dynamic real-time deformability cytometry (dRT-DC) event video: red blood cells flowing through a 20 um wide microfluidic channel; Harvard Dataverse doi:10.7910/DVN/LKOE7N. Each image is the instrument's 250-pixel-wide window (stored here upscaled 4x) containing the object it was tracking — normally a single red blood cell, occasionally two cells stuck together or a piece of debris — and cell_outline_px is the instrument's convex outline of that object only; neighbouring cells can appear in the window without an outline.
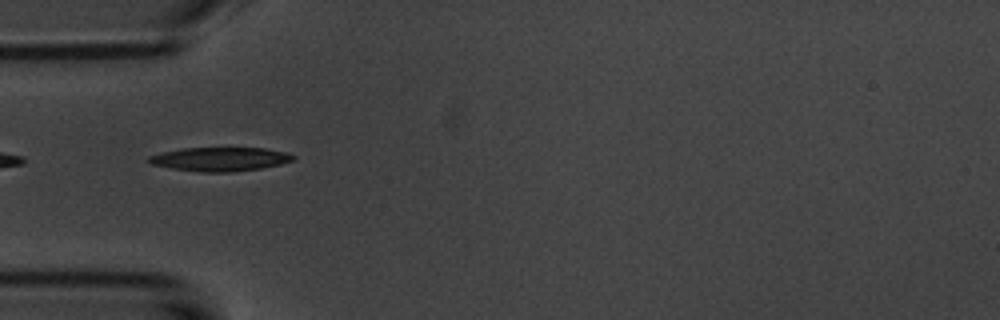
{"species": "common noctule bat (a hibernating species)", "species_latin": "Nyctalus noctula", "temperature_condition": "room temperature", "stored_images_in_passage": 13, "camera_frame_rate_fps": 3000, "um_per_image_px": 0.085, "animal": {"sex": "male", "body_mass_g": 20.1, "forearm_length_mm": 53.5}, "frame": {"image": 1, "passage_image": 3, "time_ms": 3.0, "image_size_px": [1000, 320], "cell_outline_px": [[296, 156], [292, 160], [280, 164], [260, 168], [228, 172], [200, 172], [172, 168], [152, 164], [144, 160], [148, 156], [160, 152], [184, 148], [264, 148], [288, 152]], "centroid_in_image_um": [18.66, 13.52], "position_along_channel_um": 66.3, "area_um2": 20.06}}
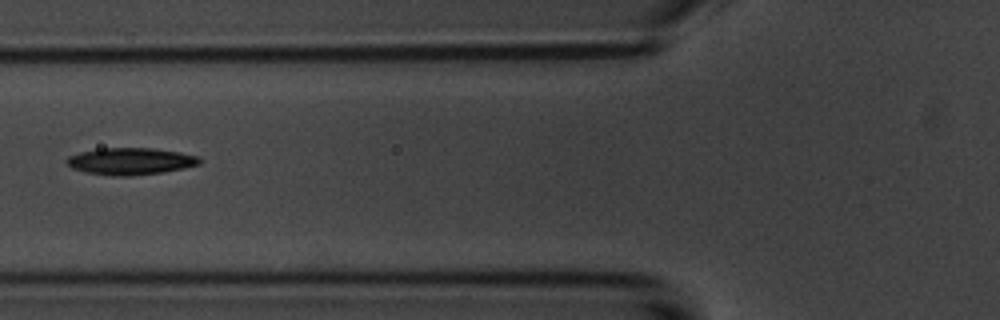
{"frame": {"image": 2, "passage_image": 4, "time_ms": 4.333, "image_size_px": [1000, 320], "cell_outline_px": [[200, 164], [184, 168], [164, 172], [128, 176], [112, 176], [84, 172], [72, 168], [64, 160], [68, 156], [80, 152], [100, 148], [152, 148], [180, 152], [196, 156], [200, 160]], "centroid_in_image_um": [11.06, 13.71], "position_along_channel_um": 114.7, "area_um2": 20.87}}
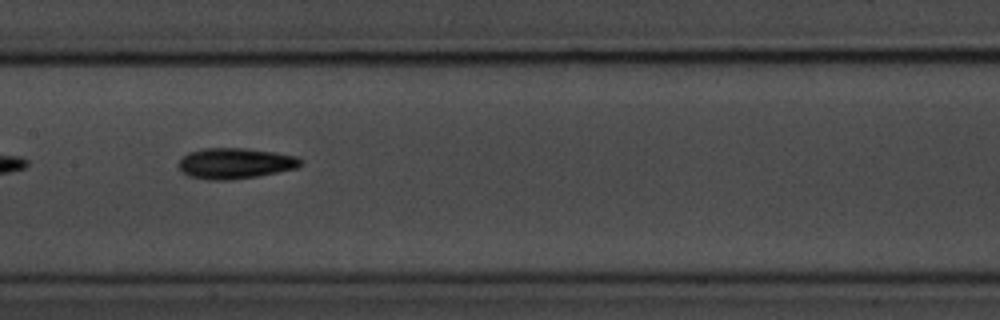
{"frame": {"image": 3, "passage_image": 6, "time_ms": 6.333, "image_size_px": [1000, 320], "cell_outline_px": [[304, 164], [300, 168], [256, 176], [228, 180], [208, 180], [188, 176], [180, 172], [176, 164], [188, 152], [204, 148], [244, 148], [276, 152], [296, 156], [304, 160]], "centroid_in_image_um": [20.0, 13.88], "position_along_channel_um": 187.4, "area_um2": 22.25}, "authors_computed_cell_mechanics": {"area_um2": 20.4034, "velocity_mm_per_s": 3.6232, "shape_relaxation_time_tau1_ms": 6.1534, "shape_relaxation_time_tau2_ms": 3.912, "deformation_change_tau1": 0.1366, "deformation_change_tau2": 0.1125}}